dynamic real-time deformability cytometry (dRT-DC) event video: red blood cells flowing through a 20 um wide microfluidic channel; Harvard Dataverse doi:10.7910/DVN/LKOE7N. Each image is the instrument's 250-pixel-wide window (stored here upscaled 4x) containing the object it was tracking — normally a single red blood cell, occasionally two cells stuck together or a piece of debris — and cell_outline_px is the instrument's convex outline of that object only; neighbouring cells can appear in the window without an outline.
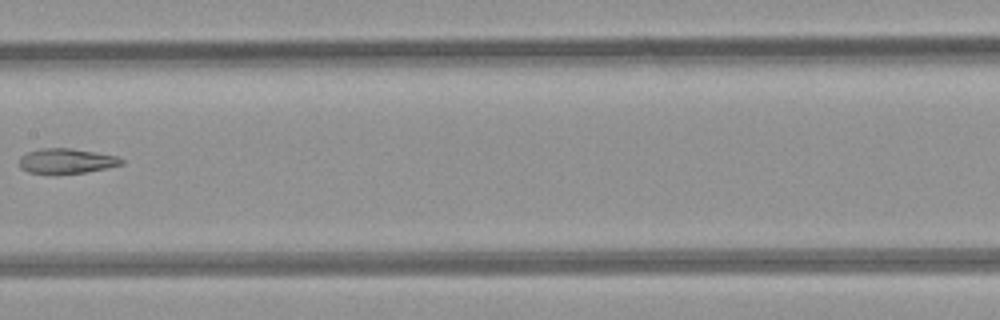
{"species": "common noctule bat (a hibernating species)", "species_latin": "Nyctalus noctula", "temperature_condition": "room temperature", "stored_images_in_passage": 8, "camera_frame_rate_fps": 3000, "um_per_image_px": 0.085, "animal": {"sex": "female", "body_mass_g": 21.9}, "frame": {"image": 1, "passage_image": 8, "time_ms": 8.0, "image_size_px": [1000, 320], "cell_outline_px": [[124, 164], [84, 172], [56, 176], [28, 172], [20, 168], [20, 156], [28, 152], [40, 148], [72, 148], [116, 156], [124, 160]], "centroid_in_image_um": [5.6, 13.71], "position_along_channel_um": 201.8, "area_um2": 15.2}}